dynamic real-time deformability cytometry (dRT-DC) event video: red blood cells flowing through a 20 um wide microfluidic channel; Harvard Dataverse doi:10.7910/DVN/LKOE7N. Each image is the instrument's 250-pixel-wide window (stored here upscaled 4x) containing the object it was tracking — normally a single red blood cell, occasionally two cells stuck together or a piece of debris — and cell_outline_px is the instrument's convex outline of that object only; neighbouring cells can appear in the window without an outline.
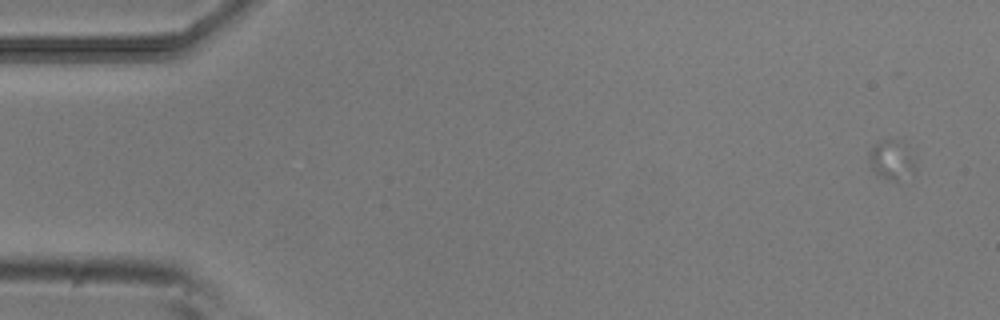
{"species": "common noctule bat (a hibernating species)", "species_latin": "Nyctalus noctula", "temperature_condition": "room temperature", "stored_images_in_passage": 17, "camera_frame_rate_fps": 3000, "um_per_image_px": 0.085, "animal": {"sex": "male", "body_mass_g": 20.5, "forearm_length_mm": 52.5}, "frame": {"image": 1, "passage_image": 3, "time_ms": 0.667, "image_size_px": [1000, 320], "cell_outline_px": [[916, 168], [912, 172], [896, 180], [888, 180], [880, 176], [872, 168], [868, 160], [868, 152], [880, 140], [900, 140], [908, 148], [912, 156]], "centroid_in_image_um": [75.76, 13.56], "position_along_channel_um": 9.2, "area_um2": 10.35}}
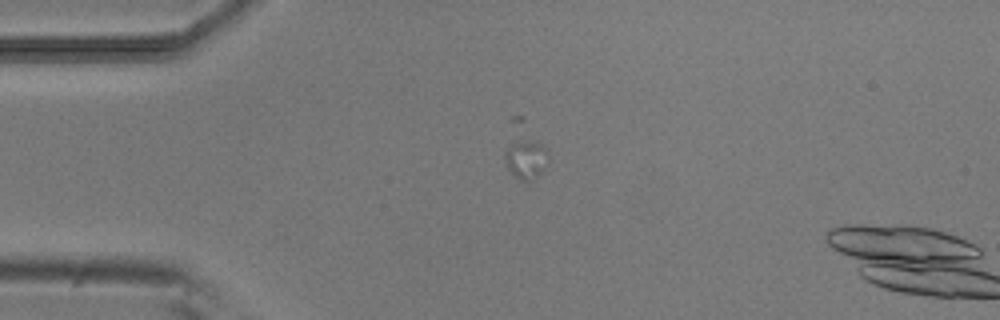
{"frame": {"image": 2, "passage_image": 14, "time_ms": 4.333, "image_size_px": [1000, 320], "cell_outline_px": [[548, 164], [528, 184], [520, 180], [508, 168], [504, 156], [504, 152], [512, 144], [520, 140], [536, 140], [544, 144], [548, 148]], "centroid_in_image_um": [44.77, 13.52], "position_along_channel_um": 40.2, "area_um2": 10.06}}